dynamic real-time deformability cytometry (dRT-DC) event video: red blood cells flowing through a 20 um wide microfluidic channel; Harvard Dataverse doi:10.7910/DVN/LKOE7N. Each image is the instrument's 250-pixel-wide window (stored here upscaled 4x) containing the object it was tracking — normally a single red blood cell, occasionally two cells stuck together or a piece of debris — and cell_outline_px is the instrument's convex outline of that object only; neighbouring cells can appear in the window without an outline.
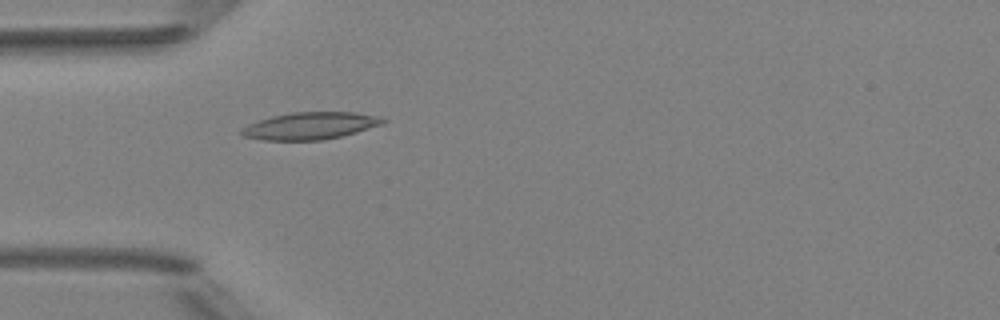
{"species": "Egyptian fruit bat (a non-hibernating species)", "species_latin": "Rousettus aegyptiacus", "temperature_condition": "room temperature", "stored_images_in_passage": 4, "camera_frame_rate_fps": 3000, "um_per_image_px": 0.085, "animal": {"sex": "female"}, "frame": {"image": 1, "passage_image": 4, "time_ms": 3.667, "image_size_px": [1000, 320], "cell_outline_px": [[388, 120], [384, 124], [356, 132], [340, 136], [320, 140], [264, 140], [244, 136], [240, 132], [248, 124], [272, 116], [292, 112], [356, 112], [380, 116]], "centroid_in_image_um": [26.43, 10.68], "position_along_channel_um": 58.6, "area_um2": 22.25}}